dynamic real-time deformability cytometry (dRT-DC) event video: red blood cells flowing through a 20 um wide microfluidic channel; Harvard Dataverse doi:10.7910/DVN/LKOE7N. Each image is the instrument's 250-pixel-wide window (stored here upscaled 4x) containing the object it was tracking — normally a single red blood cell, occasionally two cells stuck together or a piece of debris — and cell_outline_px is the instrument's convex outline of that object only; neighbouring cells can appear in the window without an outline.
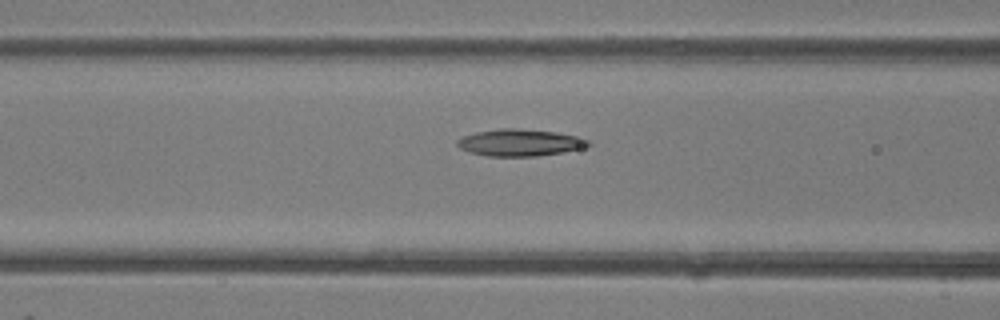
{"species": "common noctule bat (a hibernating species)", "species_latin": "Nyctalus noctula", "temperature_condition": "room temperature", "stored_images_in_passage": 5, "camera_frame_rate_fps": 3000, "um_per_image_px": 0.085, "animal": {"sex": "female"}, "frame": {"image": 1, "passage_image": 4, "time_ms": 3.333, "image_size_px": [1000, 320], "cell_outline_px": [[592, 144], [580, 148], [560, 152], [536, 156], [488, 156], [472, 152], [460, 148], [456, 144], [456, 140], [464, 136], [476, 132], [500, 128], [516, 128], [556, 132], [576, 136], [588, 140]], "centroid_in_image_um": [44.16, 12.11], "position_along_channel_um": 122.4, "area_um2": 20.23}}